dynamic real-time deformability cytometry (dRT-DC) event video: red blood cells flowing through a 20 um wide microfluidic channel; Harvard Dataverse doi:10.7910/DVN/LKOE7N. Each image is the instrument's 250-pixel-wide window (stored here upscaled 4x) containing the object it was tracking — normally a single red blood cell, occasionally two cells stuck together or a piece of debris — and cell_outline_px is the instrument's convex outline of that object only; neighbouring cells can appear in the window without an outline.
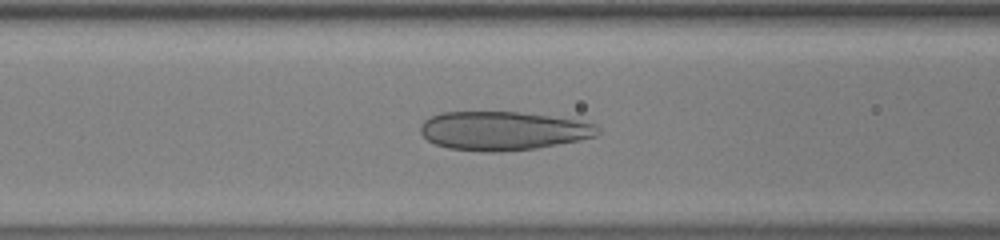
{"species": "human", "species_latin": "Homo sapiens", "temperature_condition": "warm", "stored_images_in_passage": 49, "camera_frame_rate_fps": 3000, "um_per_image_px": 0.085, "donor": {"sex": "male"}, "frame": {"image": 1, "passage_image": 20, "time_ms": 6.333, "image_size_px": [1000, 240], "cell_outline_px": [[600, 132], [596, 136], [580, 140], [536, 148], [500, 152], [484, 152], [448, 148], [436, 144], [428, 140], [420, 132], [420, 124], [424, 120], [440, 112], [520, 112], [576, 120], [596, 124], [600, 128]], "centroid_in_image_um": [42.75, 11.12], "position_along_channel_um": 123.9, "area_um2": 40.06}}
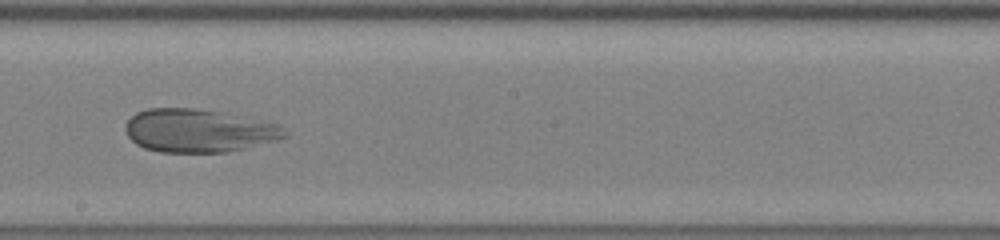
{"frame": {"image": 2, "passage_image": 28, "time_ms": 9.0, "image_size_px": [1000, 240], "cell_outline_px": [[288, 136], [276, 140], [228, 152], [160, 152], [144, 148], [136, 144], [128, 136], [124, 128], [124, 124], [136, 112], [148, 108], [192, 108], [228, 112], [276, 124], [284, 128], [288, 132]], "centroid_in_image_um": [16.87, 11.09], "position_along_channel_um": 231.3, "area_um2": 40.29}}
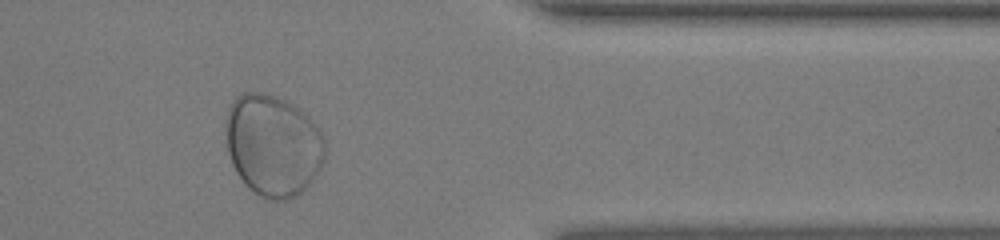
{"frame": {"image": 3, "passage_image": 41, "time_ms": 13.333, "image_size_px": [1000, 240], "cell_outline_px": [[324, 160], [320, 168], [312, 180], [296, 196], [284, 200], [272, 200], [248, 188], [236, 172], [232, 164], [228, 152], [224, 128], [224, 124], [228, 108], [236, 96], [244, 92], [260, 92], [276, 96], [300, 108], [308, 116], [320, 132], [324, 140]], "centroid_in_image_um": [23.17, 12.32], "position_along_channel_um": 388.2, "area_um2": 58.72}}